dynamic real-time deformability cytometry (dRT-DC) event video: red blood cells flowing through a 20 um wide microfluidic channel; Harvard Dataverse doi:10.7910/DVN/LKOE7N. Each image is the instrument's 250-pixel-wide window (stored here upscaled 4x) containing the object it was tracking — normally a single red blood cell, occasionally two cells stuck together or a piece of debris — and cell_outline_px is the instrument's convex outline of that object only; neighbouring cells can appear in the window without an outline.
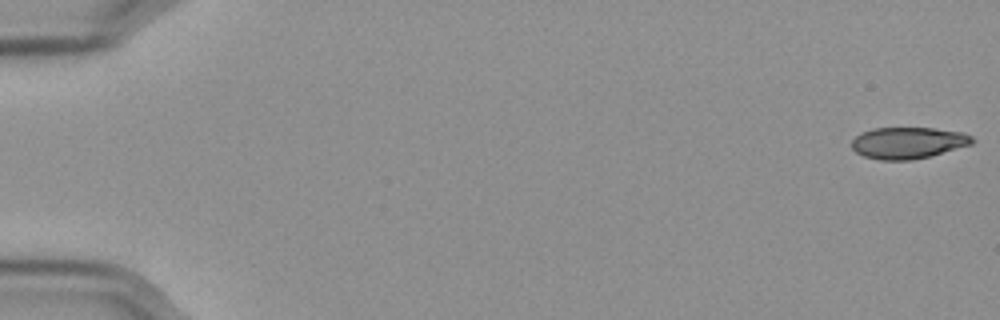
{"species": "Egyptian fruit bat (a non-hibernating species)", "species_latin": "Rousettus aegyptiacus", "temperature_condition": "cold", "stored_images_in_passage": 53, "camera_frame_rate_fps": 3000, "um_per_image_px": 0.085, "frame": {"image": 1, "passage_image": 1, "time_ms": 0.0, "image_size_px": [1000, 320], "cell_outline_px": [[976, 140], [972, 144], [928, 156], [908, 160], [880, 160], [864, 156], [856, 152], [852, 148], [852, 140], [860, 132], [872, 128], [932, 128], [964, 132], [972, 136]], "centroid_in_image_um": [77.17, 12.13], "position_along_channel_um": 7.8, "area_um2": 22.08}}
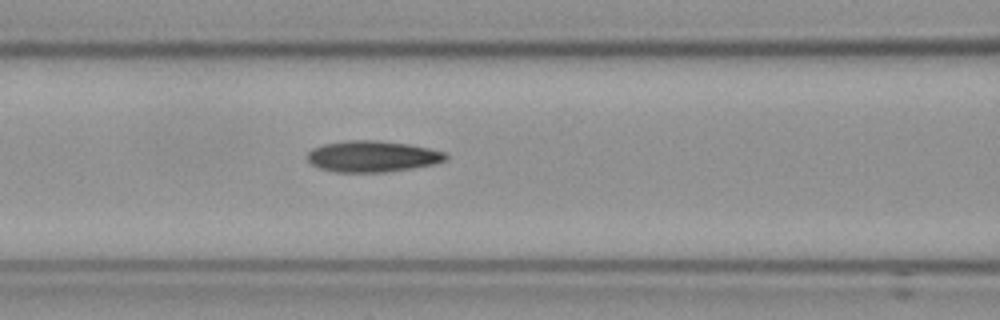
{"frame": {"image": 2, "passage_image": 25, "time_ms": 8.0, "image_size_px": [1000, 320], "cell_outline_px": [[448, 160], [432, 164], [412, 168], [384, 172], [336, 172], [320, 168], [312, 164], [308, 160], [308, 152], [312, 148], [324, 144], [348, 140], [376, 140], [408, 144], [428, 148], [444, 152], [448, 156]], "centroid_in_image_um": [31.65, 13.29], "position_along_channel_um": 134.9, "area_um2": 25.03}}
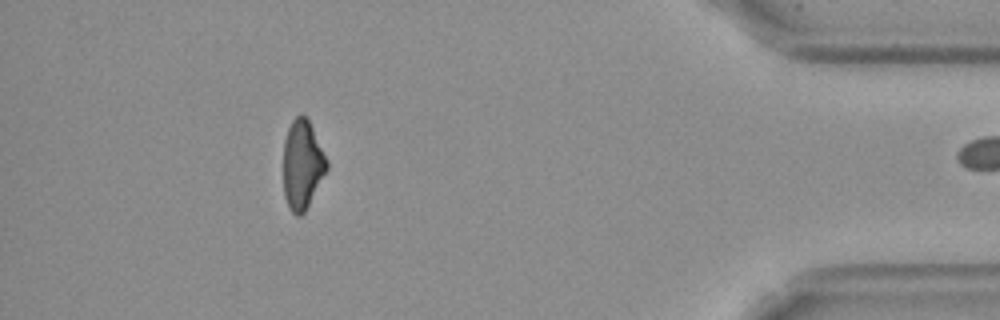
{"frame": {"image": 3, "passage_image": 52, "time_ms": 17.0, "image_size_px": [1000, 320], "cell_outline_px": [[328, 168], [304, 212], [300, 216], [296, 216], [288, 208], [284, 196], [284, 140], [288, 128], [292, 120], [300, 112], [308, 120], [328, 160]], "centroid_in_image_um": [25.69, 14.0], "position_along_channel_um": 409.5, "area_um2": 22.37}}